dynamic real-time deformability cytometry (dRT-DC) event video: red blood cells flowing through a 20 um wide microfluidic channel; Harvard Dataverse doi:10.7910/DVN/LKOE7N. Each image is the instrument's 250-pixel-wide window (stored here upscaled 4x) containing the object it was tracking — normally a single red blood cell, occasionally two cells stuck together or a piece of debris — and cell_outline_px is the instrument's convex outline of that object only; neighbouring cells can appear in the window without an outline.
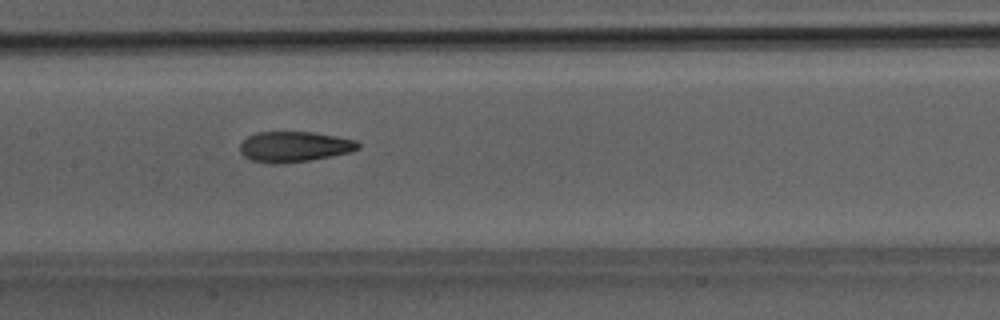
{"species": "Egyptian fruit bat (a non-hibernating species)", "species_latin": "Rousettus aegyptiacus", "temperature_condition": "room temperature", "stored_images_in_passage": 35, "camera_frame_rate_fps": 3000, "um_per_image_px": 0.085, "animal": {"sex": "male"}, "frame": {"image": 1, "passage_image": 9, "time_ms": 2.667, "image_size_px": [1000, 320], "cell_outline_px": [[360, 148], [348, 152], [308, 160], [284, 164], [268, 164], [252, 160], [244, 156], [240, 152], [240, 144], [248, 136], [256, 132], [316, 132], [356, 140], [360, 144]], "centroid_in_image_um": [24.98, 12.47], "position_along_channel_um": 182.4, "area_um2": 20.98}}
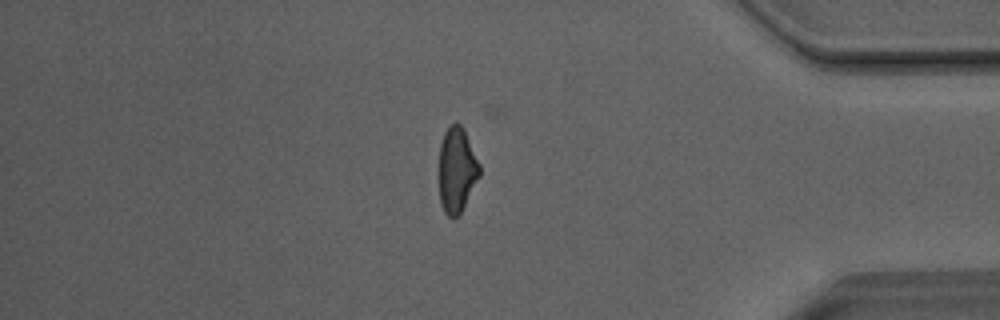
{"frame": {"image": 2, "passage_image": 27, "time_ms": 8.667, "image_size_px": [1000, 320], "cell_outline_px": [[480, 176], [460, 212], [452, 220], [444, 212], [440, 204], [440, 144], [444, 132], [452, 124], [460, 124], [464, 128], [480, 164]], "centroid_in_image_um": [38.84, 14.44], "position_along_channel_um": 396.4, "area_um2": 19.94}}
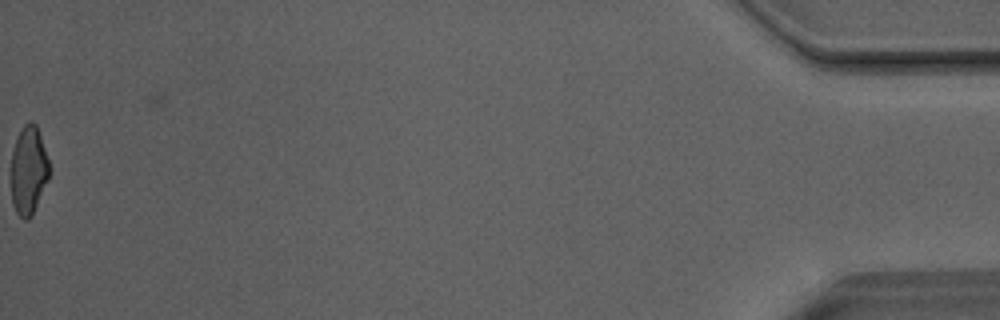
{"frame": {"image": 3, "passage_image": 35, "time_ms": 11.333, "image_size_px": [1000, 320], "cell_outline_px": [[48, 180], [32, 216], [28, 220], [24, 220], [16, 212], [12, 204], [12, 152], [16, 140], [24, 124], [32, 120], [36, 124], [48, 160]], "centroid_in_image_um": [2.42, 14.51], "position_along_channel_um": 432.8, "area_um2": 19.31}, "authors_computed_cell_mechanics": {"area_um2": 20.9814, "velocity_mm_per_s": 4.0694, "shape_relaxation_time_tau1_ms": 5.0915, "shape_relaxation_time_tau2_ms": 1.9782, "deformation_change_tau1": 0.1571, "deformation_change_tau2": 0.0978}}